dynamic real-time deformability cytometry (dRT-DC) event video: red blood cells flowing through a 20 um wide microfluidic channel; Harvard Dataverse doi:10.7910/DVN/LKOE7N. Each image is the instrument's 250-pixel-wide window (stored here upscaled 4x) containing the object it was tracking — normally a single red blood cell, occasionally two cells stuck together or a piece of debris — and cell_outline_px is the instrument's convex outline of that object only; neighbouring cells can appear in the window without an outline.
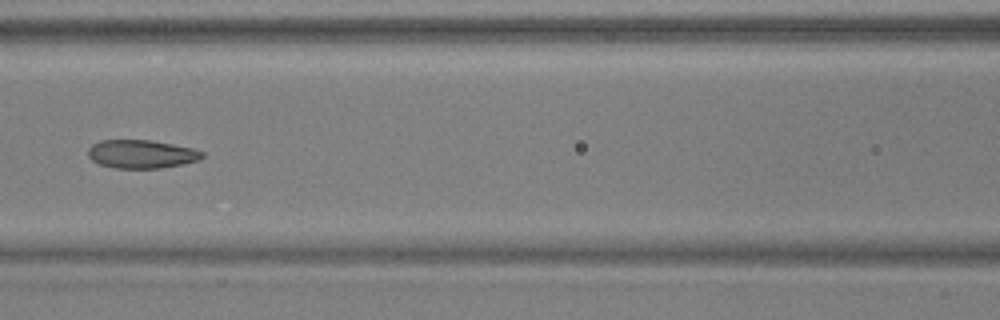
{"species": "common noctule bat (a hibernating species)", "species_latin": "Nyctalus noctula", "temperature_condition": "warm", "stored_images_in_passage": 7, "camera_frame_rate_fps": 3000, "um_per_image_px": 0.085, "animal": {"sex": "male", "body_mass_g": 17.9, "forearm_length_mm": 54.2}, "frame": {"image": 1, "passage_image": 7, "time_ms": 2.0, "image_size_px": [1000, 320], "cell_outline_px": [[204, 156], [200, 160], [184, 164], [160, 168], [116, 168], [100, 164], [92, 160], [88, 156], [88, 148], [92, 144], [100, 140], [148, 140], [172, 144], [192, 148], [204, 152]], "centroid_in_image_um": [12.03, 13.1], "position_along_channel_um": 154.6, "area_um2": 18.9}}